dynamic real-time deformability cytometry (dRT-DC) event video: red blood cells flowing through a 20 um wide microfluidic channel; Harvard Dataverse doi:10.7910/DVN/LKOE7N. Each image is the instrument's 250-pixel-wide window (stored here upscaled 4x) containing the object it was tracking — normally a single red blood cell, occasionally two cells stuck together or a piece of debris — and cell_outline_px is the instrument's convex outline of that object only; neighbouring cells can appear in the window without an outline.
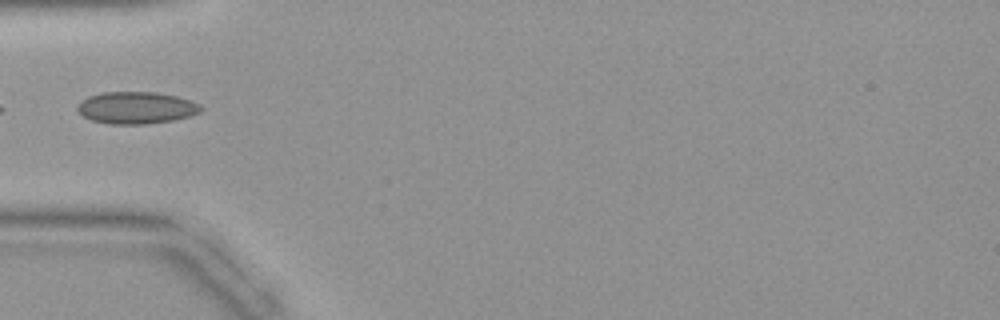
{"species": "common noctule bat (a hibernating species)", "species_latin": "Nyctalus noctula", "temperature_condition": "warm", "stored_images_in_passage": 19, "camera_frame_rate_fps": 3000, "um_per_image_px": 0.085, "animal": {"sex": "female", "body_mass_g": 19.9}, "frame": {"image": 1, "passage_image": 1, "time_ms": 0.0, "image_size_px": [1000, 320], "cell_outline_px": [[204, 108], [200, 112], [176, 120], [148, 124], [108, 124], [92, 120], [84, 116], [76, 108], [88, 96], [100, 92], [156, 92], [176, 96], [192, 100], [200, 104]], "centroid_in_image_um": [11.63, 9.16], "position_along_channel_um": 73.4, "area_um2": 23.12}}